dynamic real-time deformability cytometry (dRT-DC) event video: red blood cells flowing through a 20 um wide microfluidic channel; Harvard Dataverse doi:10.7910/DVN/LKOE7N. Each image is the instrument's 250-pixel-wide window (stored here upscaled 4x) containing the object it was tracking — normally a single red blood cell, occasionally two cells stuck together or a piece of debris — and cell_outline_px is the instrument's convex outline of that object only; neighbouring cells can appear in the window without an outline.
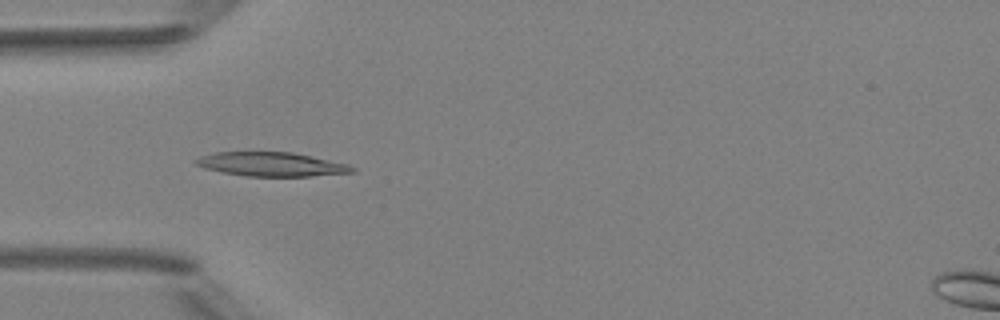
{"species": "Egyptian fruit bat (a non-hibernating species)", "species_latin": "Rousettus aegyptiacus", "temperature_condition": "room temperature", "stored_images_in_passage": 7, "camera_frame_rate_fps": 3000, "um_per_image_px": 0.085, "animal": {"sex": "female"}, "frame": {"image": 1, "passage_image": 4, "time_ms": 3.667, "image_size_px": [1000, 320], "cell_outline_px": [[356, 172], [312, 176], [244, 176], [204, 168], [196, 164], [192, 160], [200, 156], [216, 152], [292, 152], [348, 164], [356, 168]], "centroid_in_image_um": [23.07, 13.96], "position_along_channel_um": 61.9, "area_um2": 21.85}}
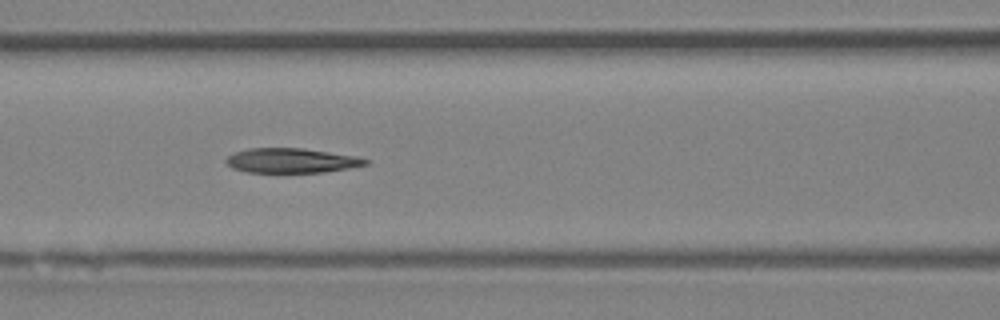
{"frame": {"image": 2, "passage_image": 6, "time_ms": 5.667, "image_size_px": [1000, 320], "cell_outline_px": [[368, 164], [348, 168], [324, 172], [248, 172], [232, 168], [224, 160], [228, 156], [236, 152], [248, 148], [300, 148], [356, 156], [368, 160]], "centroid_in_image_um": [24.74, 13.65], "position_along_channel_um": 141.9, "area_um2": 19.77}}
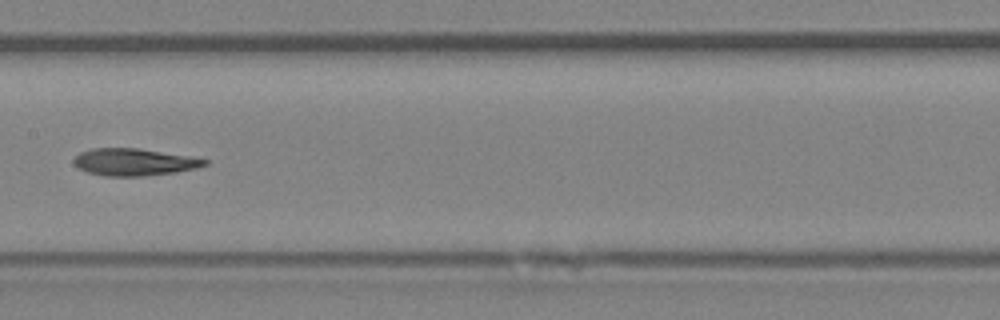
{"frame": {"image": 3, "passage_image": 7, "time_ms": 7.0, "image_size_px": [1000, 320], "cell_outline_px": [[208, 164], [196, 168], [176, 172], [144, 176], [104, 176], [88, 172], [80, 168], [72, 160], [80, 152], [92, 148], [136, 148], [188, 156], [208, 160]], "centroid_in_image_um": [11.39, 13.78], "position_along_channel_um": 196.0, "area_um2": 20.46}}